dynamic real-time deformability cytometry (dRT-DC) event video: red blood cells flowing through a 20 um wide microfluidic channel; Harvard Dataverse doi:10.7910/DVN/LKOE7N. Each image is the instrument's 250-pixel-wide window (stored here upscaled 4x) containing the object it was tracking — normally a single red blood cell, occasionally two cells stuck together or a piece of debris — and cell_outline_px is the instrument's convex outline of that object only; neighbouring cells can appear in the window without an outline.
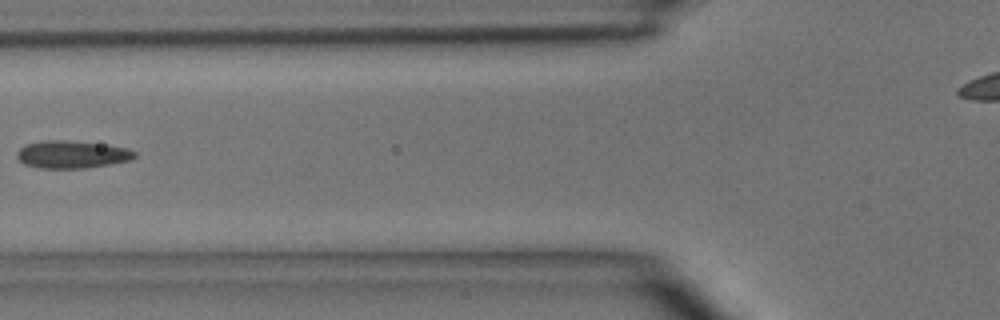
{"species": "common noctule bat (a hibernating species)", "species_latin": "Nyctalus noctula", "temperature_condition": "room temperature", "stored_images_in_passage": 5, "camera_frame_rate_fps": 3000, "um_per_image_px": 0.085, "animal": {"sex": "male", "body_mass_g": 15.6}, "frame": {"image": 1, "passage_image": 5, "time_ms": 4.667, "image_size_px": [1000, 320], "cell_outline_px": [[136, 156], [132, 160], [84, 168], [40, 168], [24, 164], [16, 156], [16, 152], [24, 144], [44, 140], [64, 140], [100, 144], [124, 148], [136, 152]], "centroid_in_image_um": [6.06, 13.13], "position_along_channel_um": 119.7, "area_um2": 18.73}}